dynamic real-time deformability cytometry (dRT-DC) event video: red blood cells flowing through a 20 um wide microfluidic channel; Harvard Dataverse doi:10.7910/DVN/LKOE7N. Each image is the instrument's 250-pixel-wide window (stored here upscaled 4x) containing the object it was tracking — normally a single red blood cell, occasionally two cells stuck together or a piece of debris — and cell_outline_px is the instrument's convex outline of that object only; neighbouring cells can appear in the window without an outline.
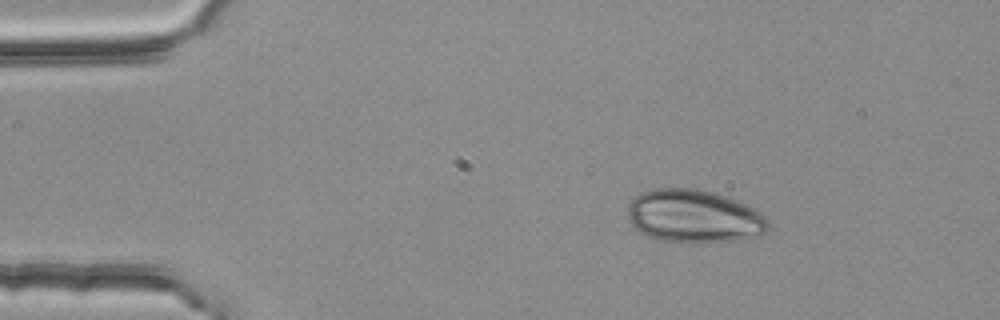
{"species": "common noctule bat (a hibernating species)", "species_latin": "Nyctalus noctula", "temperature_condition": "room temperature", "stored_images_in_passage": 3, "camera_frame_rate_fps": 3000, "um_per_image_px": 0.085, "animal": {"sex": "female", "body_mass_g": 25.1}, "frame": {"image": 1, "passage_image": 1, "time_ms": 0.0, "image_size_px": [1000, 320], "cell_outline_px": [[768, 228], [764, 232], [736, 240], [664, 240], [648, 236], [640, 232], [628, 220], [628, 204], [640, 192], [656, 188], [696, 188], [712, 192], [736, 200], [760, 212], [768, 220]], "centroid_in_image_um": [58.93, 18.33], "position_along_channel_um": 26.1, "area_um2": 42.25}}